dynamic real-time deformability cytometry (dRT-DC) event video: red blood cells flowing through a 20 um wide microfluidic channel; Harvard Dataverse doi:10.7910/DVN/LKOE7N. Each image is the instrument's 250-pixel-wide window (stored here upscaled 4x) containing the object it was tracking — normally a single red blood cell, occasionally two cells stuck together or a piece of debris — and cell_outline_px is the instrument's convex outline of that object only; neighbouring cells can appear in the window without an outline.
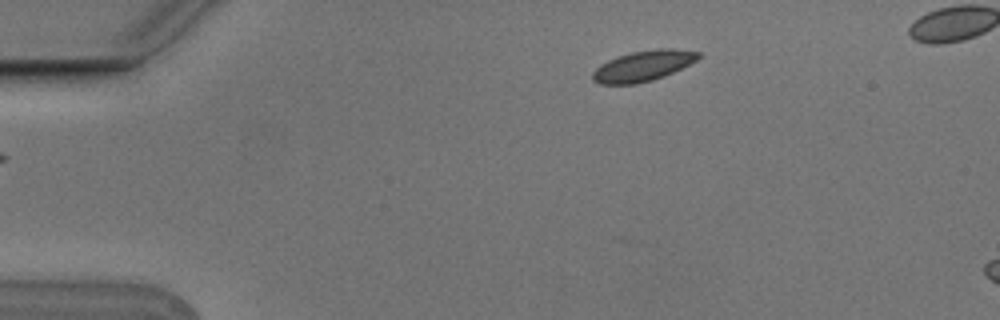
{"species": "Egyptian fruit bat (a non-hibernating species)", "species_latin": "Rousettus aegyptiacus", "temperature_condition": "cold", "stored_images_in_passage": 4, "camera_frame_rate_fps": 3000, "um_per_image_px": 0.085, "animal": {"sex": "male"}, "frame": {"image": 1, "passage_image": 4, "time_ms": 1.0, "image_size_px": [1000, 320], "cell_outline_px": [[700, 56], [696, 60], [664, 76], [652, 80], [636, 84], [600, 84], [592, 80], [592, 72], [600, 64], [616, 56], [632, 52], [656, 48], [676, 48], [700, 52]], "centroid_in_image_um": [54.63, 5.59], "position_along_channel_um": 30.4, "area_um2": 18.84}}